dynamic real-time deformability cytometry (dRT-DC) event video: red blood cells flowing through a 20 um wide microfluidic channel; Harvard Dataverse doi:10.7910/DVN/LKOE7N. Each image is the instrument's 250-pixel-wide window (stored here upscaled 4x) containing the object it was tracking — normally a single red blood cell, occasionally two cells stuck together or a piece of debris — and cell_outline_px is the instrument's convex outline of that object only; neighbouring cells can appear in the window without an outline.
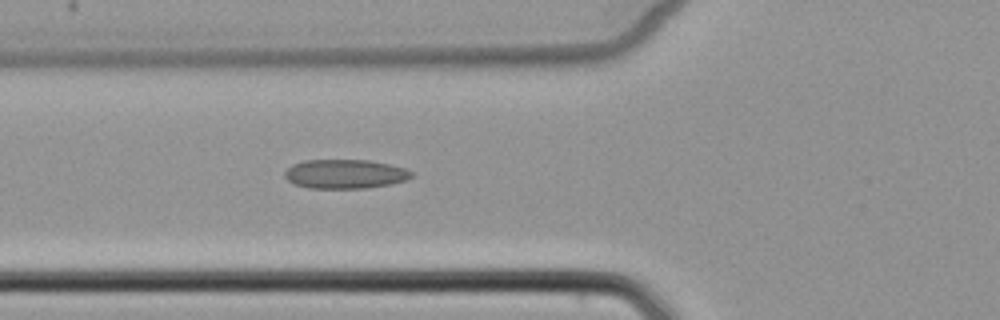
{"species": "common noctule bat (a hibernating species)", "species_latin": "Nyctalus noctula", "temperature_condition": "cold", "stored_images_in_passage": 2, "camera_frame_rate_fps": 3000, "um_per_image_px": 0.085, "animal": {"sex": "female", "body_mass_g": 22.7, "forearm_length_mm": 54.2}, "frame": {"image": 1, "passage_image": 2, "time_ms": 1.0, "image_size_px": [1000, 320], "cell_outline_px": [[412, 176], [404, 180], [392, 184], [368, 188], [308, 188], [296, 184], [288, 180], [284, 176], [284, 172], [292, 164], [304, 160], [368, 160], [388, 164], [404, 168], [412, 172]], "centroid_in_image_um": [29.31, 14.79], "position_along_channel_um": 96.5, "area_um2": 21.44}}